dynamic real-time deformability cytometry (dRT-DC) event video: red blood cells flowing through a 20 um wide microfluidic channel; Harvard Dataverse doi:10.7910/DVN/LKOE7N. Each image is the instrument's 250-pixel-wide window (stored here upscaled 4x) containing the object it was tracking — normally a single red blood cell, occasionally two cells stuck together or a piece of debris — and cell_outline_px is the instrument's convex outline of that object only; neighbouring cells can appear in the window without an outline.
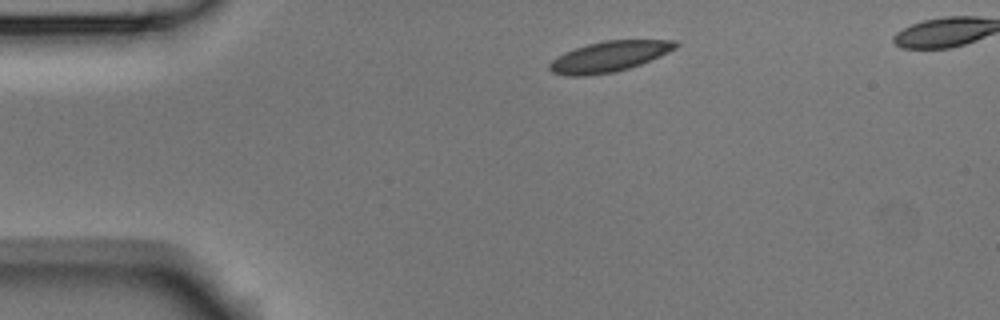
{"species": "Egyptian fruit bat (a non-hibernating species)", "species_latin": "Rousettus aegyptiacus", "temperature_condition": "room temperature", "stored_images_in_passage": 3, "camera_frame_rate_fps": 3000, "um_per_image_px": 0.085, "animal": {"sex": "male"}, "frame": {"image": 1, "passage_image": 1, "time_ms": 0.0, "image_size_px": [1000, 320], "cell_outline_px": [[680, 44], [676, 48], [660, 56], [640, 64], [628, 68], [612, 72], [584, 76], [564, 76], [552, 72], [548, 68], [548, 64], [556, 56], [564, 52], [588, 44], [604, 40], [676, 40]], "centroid_in_image_um": [51.75, 4.8], "position_along_channel_um": 33.2, "area_um2": 22.43}}